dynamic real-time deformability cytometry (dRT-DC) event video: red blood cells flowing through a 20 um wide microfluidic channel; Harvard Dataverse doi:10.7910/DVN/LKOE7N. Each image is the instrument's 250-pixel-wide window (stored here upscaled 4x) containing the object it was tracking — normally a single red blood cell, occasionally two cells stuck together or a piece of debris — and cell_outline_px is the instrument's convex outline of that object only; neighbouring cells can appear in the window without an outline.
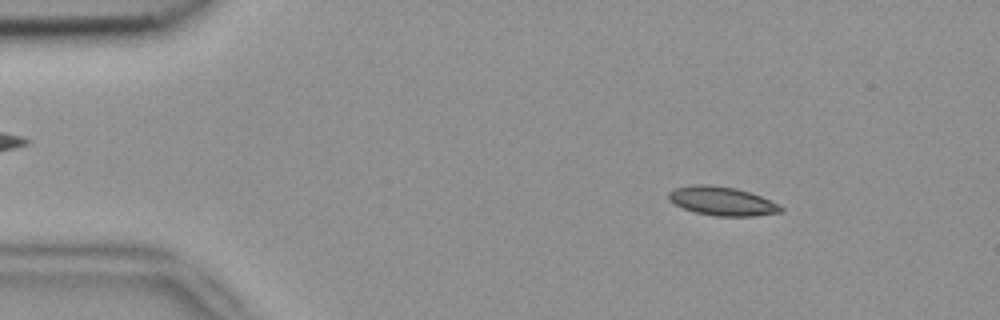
{"species": "common noctule bat (a hibernating species)", "species_latin": "Nyctalus noctula", "temperature_condition": "room temperature", "stored_images_in_passage": 3, "camera_frame_rate_fps": 3000, "um_per_image_px": 0.085, "animal": {"sex": "female", "body_mass_g": 18.4}, "frame": {"image": 1, "passage_image": 1, "time_ms": 0.0, "image_size_px": [1000, 320], "cell_outline_px": [[784, 212], [756, 216], [716, 216], [696, 212], [684, 208], [668, 200], [668, 192], [676, 188], [692, 184], [708, 184], [736, 188], [760, 196], [780, 204], [784, 208]], "centroid_in_image_um": [61.41, 17.09], "position_along_channel_um": 23.6, "area_um2": 18.9}}